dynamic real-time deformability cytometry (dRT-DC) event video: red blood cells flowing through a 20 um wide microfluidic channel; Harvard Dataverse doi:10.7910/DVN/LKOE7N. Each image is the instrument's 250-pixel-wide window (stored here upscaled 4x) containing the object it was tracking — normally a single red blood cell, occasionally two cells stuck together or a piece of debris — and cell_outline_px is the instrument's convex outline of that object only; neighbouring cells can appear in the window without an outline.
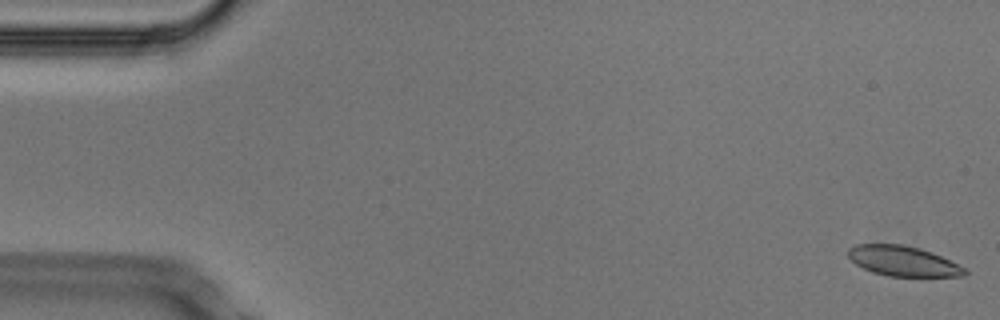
{"species": "Egyptian fruit bat (a non-hibernating species)", "species_latin": "Rousettus aegyptiacus", "temperature_condition": "cold", "stored_images_in_passage": 54, "camera_frame_rate_fps": 3000, "um_per_image_px": 0.085, "animal": {"sex": "male"}, "frame": {"image": 1, "passage_image": 1, "time_ms": 0.0, "image_size_px": [1000, 320], "cell_outline_px": [[968, 272], [964, 276], [888, 276], [872, 272], [856, 264], [848, 256], [848, 248], [856, 244], [904, 244], [920, 248], [932, 252], [964, 268]], "centroid_in_image_um": [76.73, 22.18], "position_along_channel_um": 8.3, "area_um2": 20.29}}
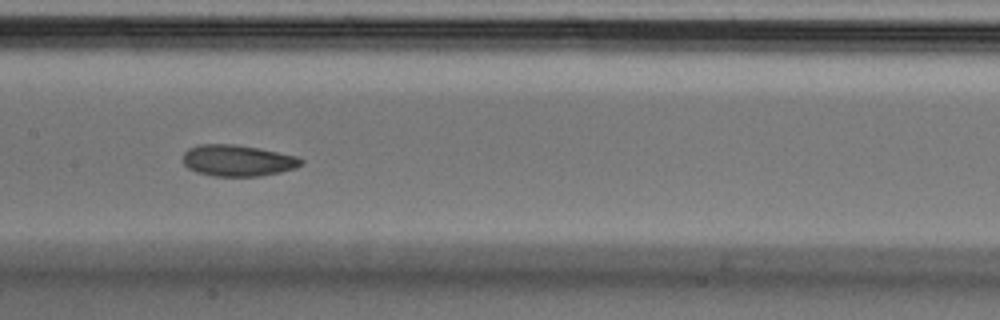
{"frame": {"image": 2, "passage_image": 26, "time_ms": 8.333, "image_size_px": [1000, 320], "cell_outline_px": [[304, 164], [296, 168], [280, 172], [260, 176], [212, 176], [196, 172], [188, 168], [184, 164], [184, 152], [188, 148], [200, 144], [236, 144], [260, 148], [296, 156], [304, 160]], "centroid_in_image_um": [20.22, 13.64], "position_along_channel_um": 187.2, "area_um2": 21.73}}
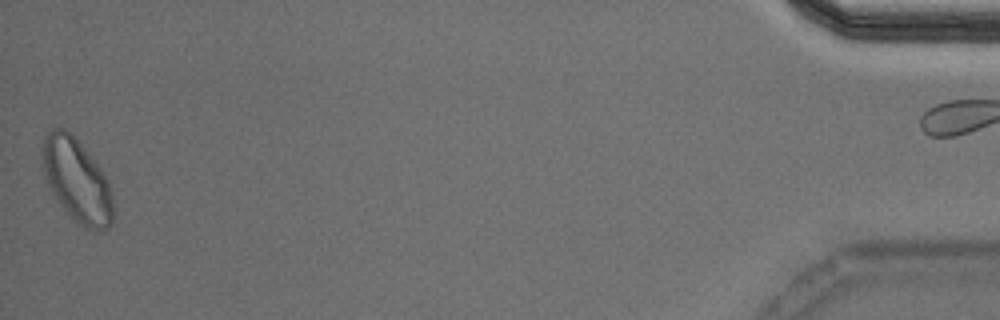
{"frame": {"image": 3, "passage_image": 53, "time_ms": 17.333, "image_size_px": [1000, 320], "cell_outline_px": [[112, 224], [104, 232], [96, 232], [84, 228], [60, 204], [52, 192], [44, 176], [44, 136], [52, 128], [64, 128], [72, 132], [100, 168], [108, 180], [112, 196]], "centroid_in_image_um": [6.56, 15.35], "position_along_channel_um": 428.6, "area_um2": 33.99}, "authors_computed_cell_mechanics": {"area_um2": 21.8773, "velocity_mm_per_s": 3.7264, "shape_relaxation_time_tau1_ms": 5.0266, "shape_relaxation_time_tau2_ms": 3.501, "deformation_change_tau1": 0.1006, "deformation_change_tau2": 0.076}}